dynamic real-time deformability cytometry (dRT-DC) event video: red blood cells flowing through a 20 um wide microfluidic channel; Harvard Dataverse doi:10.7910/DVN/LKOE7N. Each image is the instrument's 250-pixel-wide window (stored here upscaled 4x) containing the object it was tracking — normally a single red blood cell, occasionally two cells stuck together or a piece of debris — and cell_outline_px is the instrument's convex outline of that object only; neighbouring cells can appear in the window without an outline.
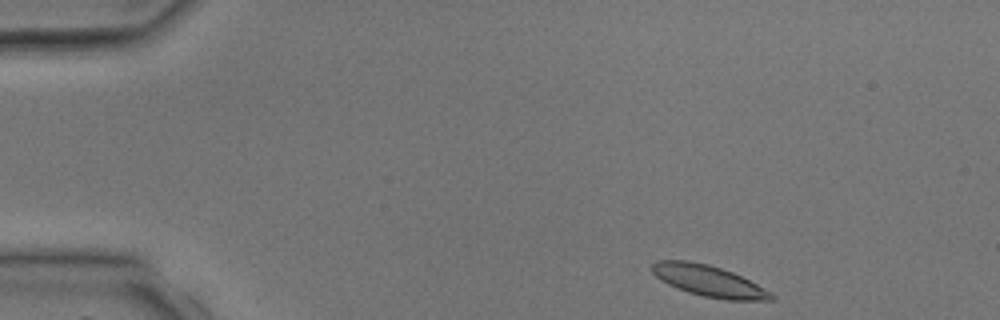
{"species": "common noctule bat (a hibernating species)", "species_latin": "Nyctalus noctula", "temperature_condition": "room temperature", "stored_images_in_passage": 3, "camera_frame_rate_fps": 3000, "um_per_image_px": 0.085, "animal": {"sex": "male", "body_mass_g": 17.9, "forearm_length_mm": 54.2}, "frame": {"image": 1, "passage_image": 1, "time_ms": 0.0, "image_size_px": [1000, 320], "cell_outline_px": [[776, 296], [772, 300], [728, 300], [704, 296], [688, 292], [676, 288], [660, 280], [652, 272], [652, 264], [656, 260], [688, 260], [708, 264], [732, 272], [772, 292]], "centroid_in_image_um": [60.22, 23.87], "position_along_channel_um": 24.8, "area_um2": 21.56}}
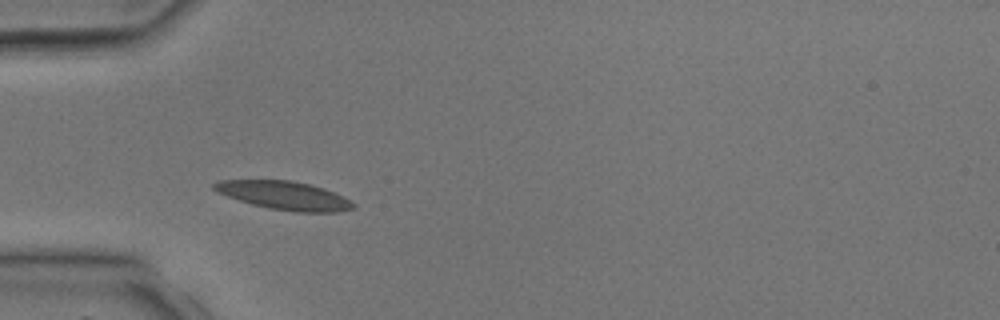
{"frame": {"image": 2, "passage_image": 3, "time_ms": 2.333, "image_size_px": [1000, 320], "cell_outline_px": [[356, 208], [336, 212], [296, 212], [268, 208], [252, 204], [216, 192], [212, 188], [212, 184], [220, 180], [292, 180], [324, 188], [356, 204]], "centroid_in_image_um": [24.14, 16.61], "position_along_channel_um": 60.9, "area_um2": 22.89}}